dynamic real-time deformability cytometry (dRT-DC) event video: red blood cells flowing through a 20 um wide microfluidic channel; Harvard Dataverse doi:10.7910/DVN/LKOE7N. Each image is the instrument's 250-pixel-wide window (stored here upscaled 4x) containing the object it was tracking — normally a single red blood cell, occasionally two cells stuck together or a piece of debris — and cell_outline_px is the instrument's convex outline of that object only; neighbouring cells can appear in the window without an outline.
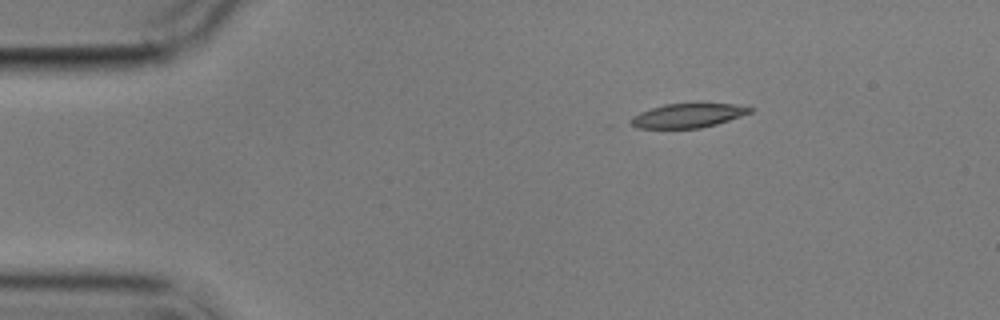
{"species": "common noctule bat (a hibernating species)", "species_latin": "Nyctalus noctula", "temperature_condition": "cold", "stored_images_in_passage": 3, "camera_frame_rate_fps": 3000, "um_per_image_px": 0.085, "animal": {"sex": "male", "body_mass_g": 17.9}, "frame": {"image": 1, "passage_image": 1, "time_ms": 0.0, "image_size_px": [1000, 320], "cell_outline_px": [[752, 112], [716, 124], [700, 128], [636, 128], [632, 124], [632, 116], [640, 112], [664, 104], [732, 104], [752, 108]], "centroid_in_image_um": [58.45, 9.83], "position_along_channel_um": 26.6, "area_um2": 16.36}}